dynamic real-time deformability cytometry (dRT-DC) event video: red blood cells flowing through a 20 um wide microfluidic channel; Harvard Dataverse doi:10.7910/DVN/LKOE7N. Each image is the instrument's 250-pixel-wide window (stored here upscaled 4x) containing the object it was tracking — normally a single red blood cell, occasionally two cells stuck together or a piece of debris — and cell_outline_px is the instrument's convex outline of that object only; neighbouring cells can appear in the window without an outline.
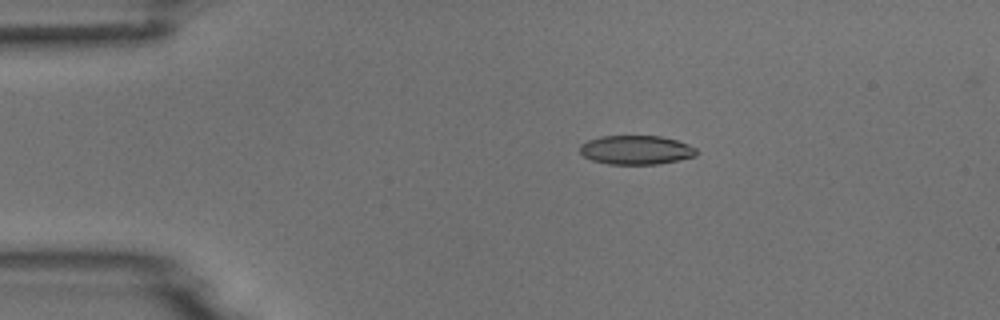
{"species": "common noctule bat (a hibernating species)", "species_latin": "Nyctalus noctula", "temperature_condition": "room temperature", "stored_images_in_passage": 5, "camera_frame_rate_fps": 3000, "um_per_image_px": 0.085, "animal": {"sex": "male", "body_mass_g": 18.8}, "frame": {"image": 1, "passage_image": 3, "time_ms": 2.667, "image_size_px": [1000, 320], "cell_outline_px": [[696, 156], [656, 164], [608, 164], [592, 160], [584, 156], [580, 152], [580, 144], [588, 140], [600, 136], [660, 136], [676, 140], [688, 144], [696, 148]], "centroid_in_image_um": [54.04, 12.74], "position_along_channel_um": 31.0, "area_um2": 19.59}}